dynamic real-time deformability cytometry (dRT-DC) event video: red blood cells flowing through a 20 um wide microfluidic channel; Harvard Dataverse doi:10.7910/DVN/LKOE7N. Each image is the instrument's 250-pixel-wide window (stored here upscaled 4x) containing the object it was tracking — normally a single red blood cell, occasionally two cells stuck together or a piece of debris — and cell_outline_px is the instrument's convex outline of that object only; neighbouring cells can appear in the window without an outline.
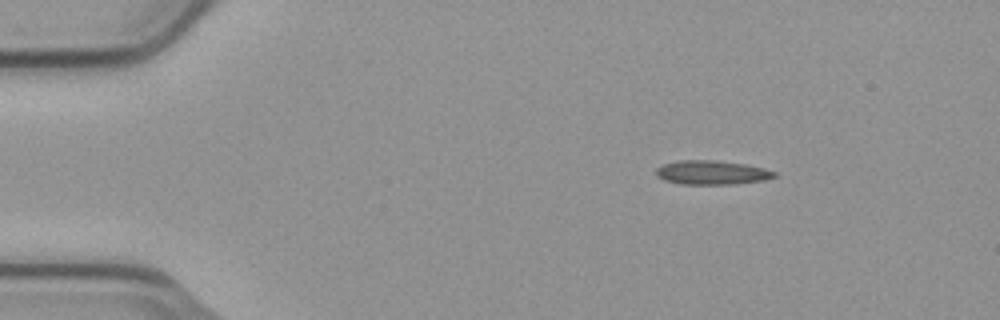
{"species": "common noctule bat (a hibernating species)", "species_latin": "Nyctalus noctula", "temperature_condition": "cold", "stored_images_in_passage": 47, "camera_frame_rate_fps": 3000, "um_per_image_px": 0.085, "animal": {"sex": "male", "body_mass_g": 23.1, "forearm_length_mm": 52.7}, "frame": {"image": 1, "passage_image": 1, "time_ms": 0.0, "image_size_px": [1000, 320], "cell_outline_px": [[776, 176], [764, 180], [736, 184], [680, 184], [664, 180], [656, 176], [656, 168], [664, 164], [680, 160], [712, 160], [744, 164], [764, 168], [776, 172]], "centroid_in_image_um": [60.49, 14.67], "position_along_channel_um": 24.5, "area_um2": 16.53}}
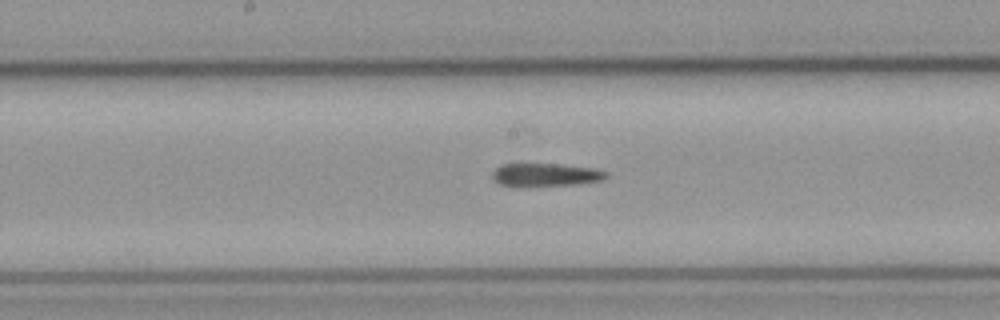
{"frame": {"image": 2, "passage_image": 21, "time_ms": 6.667, "image_size_px": [1000, 320], "cell_outline_px": [[608, 176], [604, 180], [580, 184], [500, 184], [492, 180], [492, 172], [500, 164], [560, 164], [592, 168], [608, 172]], "centroid_in_image_um": [46.43, 14.82], "position_along_channel_um": 201.8, "area_um2": 14.74}}
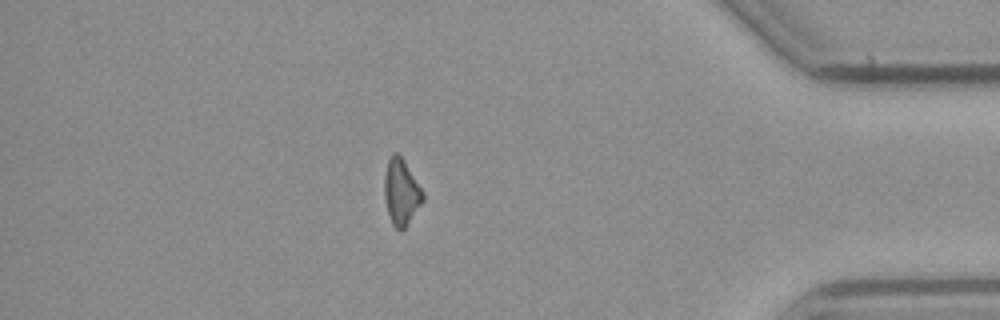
{"frame": {"image": 3, "passage_image": 40, "time_ms": 13.0, "image_size_px": [1000, 320], "cell_outline_px": [[424, 200], [404, 228], [400, 232], [392, 224], [388, 212], [384, 196], [384, 176], [388, 160], [392, 152], [396, 152], [404, 160], [424, 192]], "centroid_in_image_um": [34.1, 16.31], "position_along_channel_um": 401.1, "area_um2": 14.74}}